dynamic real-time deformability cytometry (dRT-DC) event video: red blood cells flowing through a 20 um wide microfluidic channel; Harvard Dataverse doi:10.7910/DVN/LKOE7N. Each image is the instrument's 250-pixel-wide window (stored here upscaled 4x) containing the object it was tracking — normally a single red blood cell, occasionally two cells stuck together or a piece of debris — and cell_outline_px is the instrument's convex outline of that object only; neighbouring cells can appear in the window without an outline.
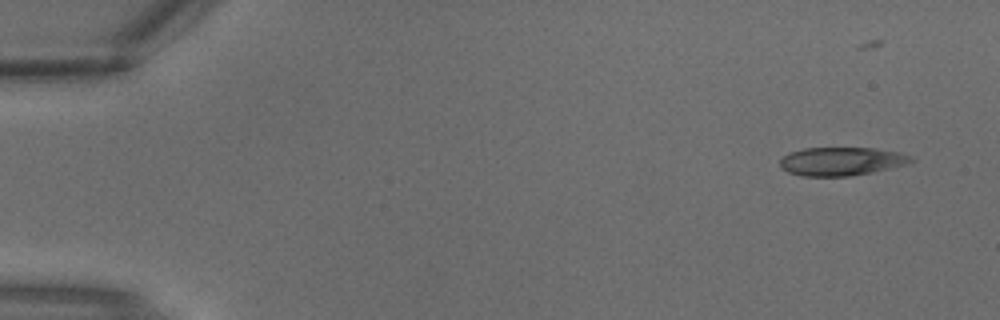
{"species": "common noctule bat (a hibernating species)", "species_latin": "Nyctalus noctula", "temperature_condition": "warm", "stored_images_in_passage": 3, "camera_frame_rate_fps": 3000, "um_per_image_px": 0.085, "animal": {"sex": "male", "body_mass_g": 18.8}, "frame": {"image": 1, "passage_image": 1, "time_ms": 0.0, "image_size_px": [1000, 320], "cell_outline_px": [[916, 160], [908, 164], [872, 172], [848, 176], [800, 176], [788, 172], [780, 164], [780, 160], [788, 152], [804, 148], [872, 148], [896, 152], [912, 156]], "centroid_in_image_um": [71.52, 13.71], "position_along_channel_um": 13.5, "area_um2": 21.62}}
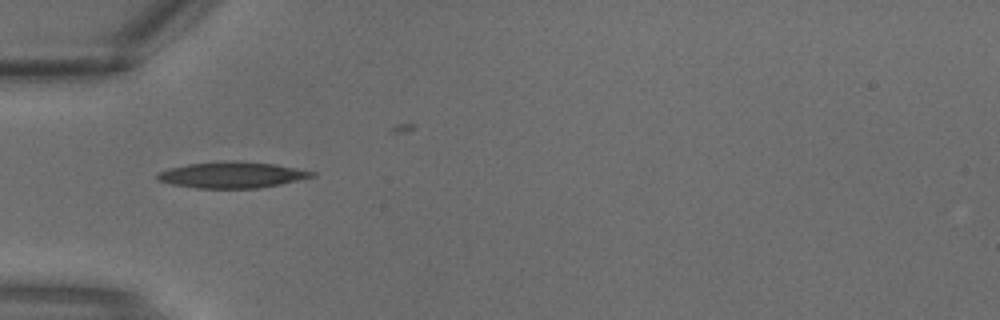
{"frame": {"image": 2, "passage_image": 3, "time_ms": 0.667, "image_size_px": [1000, 320], "cell_outline_px": [[316, 176], [280, 184], [256, 188], [196, 188], [172, 184], [156, 180], [156, 176], [160, 172], [168, 168], [188, 164], [232, 160], [240, 160], [276, 164], [316, 172]], "centroid_in_image_um": [19.73, 14.85], "position_along_channel_um": 65.3, "area_um2": 23.58}}